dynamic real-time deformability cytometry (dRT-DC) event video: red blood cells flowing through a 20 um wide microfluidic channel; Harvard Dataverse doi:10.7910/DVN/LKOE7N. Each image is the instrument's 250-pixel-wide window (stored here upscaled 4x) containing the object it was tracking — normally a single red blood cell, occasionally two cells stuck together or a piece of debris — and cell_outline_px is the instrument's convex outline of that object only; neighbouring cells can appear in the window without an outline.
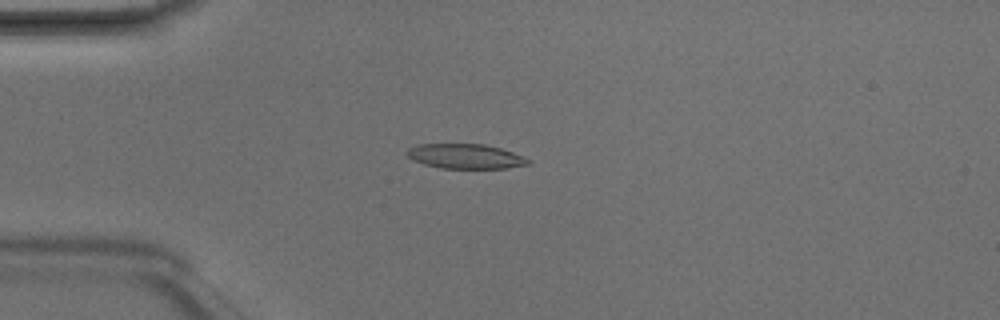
{"species": "Egyptian fruit bat (a non-hibernating species)", "species_latin": "Rousettus aegyptiacus", "temperature_condition": "room temperature", "stored_images_in_passage": 4, "camera_frame_rate_fps": 3000, "um_per_image_px": 0.085, "animal": {"sex": "male"}, "frame": {"image": 1, "passage_image": 4, "time_ms": 1.0, "image_size_px": [1000, 320], "cell_outline_px": [[532, 160], [528, 164], [504, 168], [440, 168], [424, 164], [412, 160], [404, 152], [408, 148], [416, 144], [484, 144], [500, 148], [512, 152]], "centroid_in_image_um": [39.51, 13.28], "position_along_channel_um": 45.5, "area_um2": 17.46}}